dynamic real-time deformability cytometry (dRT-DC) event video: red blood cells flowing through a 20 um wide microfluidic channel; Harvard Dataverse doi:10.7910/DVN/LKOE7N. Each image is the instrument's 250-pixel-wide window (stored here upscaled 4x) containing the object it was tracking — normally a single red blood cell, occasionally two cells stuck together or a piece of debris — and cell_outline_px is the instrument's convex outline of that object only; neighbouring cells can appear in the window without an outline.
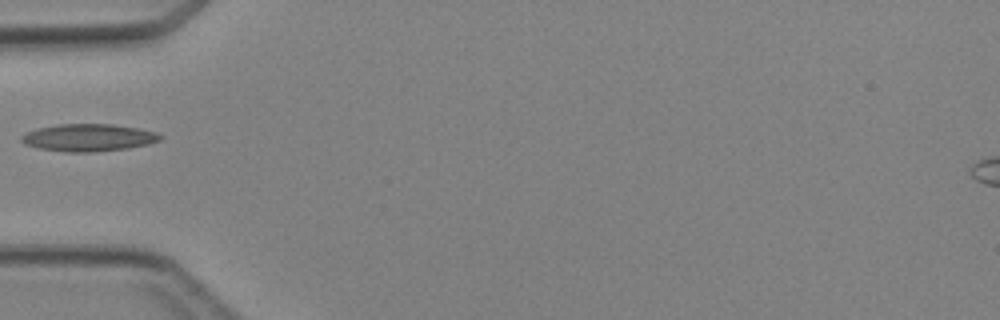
{"species": "Egyptian fruit bat (a non-hibernating species)", "species_latin": "Rousettus aegyptiacus", "temperature_condition": "cold", "stored_images_in_passage": 1, "camera_frame_rate_fps": 3000, "um_per_image_px": 0.085, "animal": {"sex": "female"}, "frame": {"image": 1, "passage_image": 1, "time_ms": 0.0, "image_size_px": [1000, 320], "cell_outline_px": [[164, 136], [160, 140], [148, 144], [128, 148], [92, 152], [64, 152], [40, 148], [24, 144], [20, 140], [20, 136], [36, 128], [60, 124], [112, 124], [136, 128], [156, 132]], "centroid_in_image_um": [7.51, 11.7], "position_along_channel_um": 77.5, "area_um2": 22.08}}